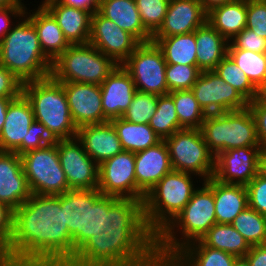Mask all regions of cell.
<instances>
[{"instance_id":"6da1fadb","label":"cell","mask_w":266,"mask_h":266,"mask_svg":"<svg viewBox=\"0 0 266 266\" xmlns=\"http://www.w3.org/2000/svg\"><path fill=\"white\" fill-rule=\"evenodd\" d=\"M157 236L148 228L143 201L100 196L99 230L66 266H159Z\"/></svg>"},{"instance_id":"7a4b0ae2","label":"cell","mask_w":266,"mask_h":266,"mask_svg":"<svg viewBox=\"0 0 266 266\" xmlns=\"http://www.w3.org/2000/svg\"><path fill=\"white\" fill-rule=\"evenodd\" d=\"M8 249L16 266H66L73 259L59 195L31 194L14 210Z\"/></svg>"},{"instance_id":"3957f363","label":"cell","mask_w":266,"mask_h":266,"mask_svg":"<svg viewBox=\"0 0 266 266\" xmlns=\"http://www.w3.org/2000/svg\"><path fill=\"white\" fill-rule=\"evenodd\" d=\"M215 223L213 177H211L202 181V187H198L178 216L157 236L160 264H166L186 245L201 240ZM177 232L178 235L181 233L182 236H179L181 238H178Z\"/></svg>"},{"instance_id":"277c9868","label":"cell","mask_w":266,"mask_h":266,"mask_svg":"<svg viewBox=\"0 0 266 266\" xmlns=\"http://www.w3.org/2000/svg\"><path fill=\"white\" fill-rule=\"evenodd\" d=\"M19 20L14 22L11 30L0 41V65L22 83L50 76L52 62L41 50L31 20L25 14Z\"/></svg>"},{"instance_id":"5b68a950","label":"cell","mask_w":266,"mask_h":266,"mask_svg":"<svg viewBox=\"0 0 266 266\" xmlns=\"http://www.w3.org/2000/svg\"><path fill=\"white\" fill-rule=\"evenodd\" d=\"M22 94L30 102L34 119L44 124L55 140L76 137V127L70 113L61 82L51 75L23 83Z\"/></svg>"},{"instance_id":"8992f818","label":"cell","mask_w":266,"mask_h":266,"mask_svg":"<svg viewBox=\"0 0 266 266\" xmlns=\"http://www.w3.org/2000/svg\"><path fill=\"white\" fill-rule=\"evenodd\" d=\"M192 173L172 170L147 193L143 200L148 228L158 236L183 210L198 189Z\"/></svg>"},{"instance_id":"52a82bcc","label":"cell","mask_w":266,"mask_h":266,"mask_svg":"<svg viewBox=\"0 0 266 266\" xmlns=\"http://www.w3.org/2000/svg\"><path fill=\"white\" fill-rule=\"evenodd\" d=\"M200 130L214 156L229 149L261 146L256 121L249 107L207 114Z\"/></svg>"},{"instance_id":"ba28073f","label":"cell","mask_w":266,"mask_h":266,"mask_svg":"<svg viewBox=\"0 0 266 266\" xmlns=\"http://www.w3.org/2000/svg\"><path fill=\"white\" fill-rule=\"evenodd\" d=\"M117 66L90 43L71 44L52 62L50 75L59 82L101 85Z\"/></svg>"},{"instance_id":"9c48e42d","label":"cell","mask_w":266,"mask_h":266,"mask_svg":"<svg viewBox=\"0 0 266 266\" xmlns=\"http://www.w3.org/2000/svg\"><path fill=\"white\" fill-rule=\"evenodd\" d=\"M164 141L173 170L195 174L203 181L213 177L215 156L200 129L183 128Z\"/></svg>"},{"instance_id":"30bf717a","label":"cell","mask_w":266,"mask_h":266,"mask_svg":"<svg viewBox=\"0 0 266 266\" xmlns=\"http://www.w3.org/2000/svg\"><path fill=\"white\" fill-rule=\"evenodd\" d=\"M20 156L31 194L59 195L69 190L56 142Z\"/></svg>"},{"instance_id":"8fae6325","label":"cell","mask_w":266,"mask_h":266,"mask_svg":"<svg viewBox=\"0 0 266 266\" xmlns=\"http://www.w3.org/2000/svg\"><path fill=\"white\" fill-rule=\"evenodd\" d=\"M121 65L138 91L158 96L169 94L165 77L167 63L156 43H141Z\"/></svg>"},{"instance_id":"7c38bea8","label":"cell","mask_w":266,"mask_h":266,"mask_svg":"<svg viewBox=\"0 0 266 266\" xmlns=\"http://www.w3.org/2000/svg\"><path fill=\"white\" fill-rule=\"evenodd\" d=\"M191 91L206 114L242 110L249 102L217 73L202 71Z\"/></svg>"},{"instance_id":"4fadbf2b","label":"cell","mask_w":266,"mask_h":266,"mask_svg":"<svg viewBox=\"0 0 266 266\" xmlns=\"http://www.w3.org/2000/svg\"><path fill=\"white\" fill-rule=\"evenodd\" d=\"M56 145L69 189H97L99 165L78 138L56 140Z\"/></svg>"},{"instance_id":"5bb4252c","label":"cell","mask_w":266,"mask_h":266,"mask_svg":"<svg viewBox=\"0 0 266 266\" xmlns=\"http://www.w3.org/2000/svg\"><path fill=\"white\" fill-rule=\"evenodd\" d=\"M97 189L102 195L137 200L135 153L123 150L99 164Z\"/></svg>"},{"instance_id":"9a60e30c","label":"cell","mask_w":266,"mask_h":266,"mask_svg":"<svg viewBox=\"0 0 266 266\" xmlns=\"http://www.w3.org/2000/svg\"><path fill=\"white\" fill-rule=\"evenodd\" d=\"M89 43L121 65L141 44L132 34L124 31L98 11L91 17Z\"/></svg>"},{"instance_id":"2e32d148","label":"cell","mask_w":266,"mask_h":266,"mask_svg":"<svg viewBox=\"0 0 266 266\" xmlns=\"http://www.w3.org/2000/svg\"><path fill=\"white\" fill-rule=\"evenodd\" d=\"M260 148L246 146L218 153L213 177L222 183L246 186L258 174Z\"/></svg>"},{"instance_id":"e0dca14e","label":"cell","mask_w":266,"mask_h":266,"mask_svg":"<svg viewBox=\"0 0 266 266\" xmlns=\"http://www.w3.org/2000/svg\"><path fill=\"white\" fill-rule=\"evenodd\" d=\"M71 117L77 128L108 122L102 108L101 87L96 84L61 82Z\"/></svg>"},{"instance_id":"ac0fdd59","label":"cell","mask_w":266,"mask_h":266,"mask_svg":"<svg viewBox=\"0 0 266 266\" xmlns=\"http://www.w3.org/2000/svg\"><path fill=\"white\" fill-rule=\"evenodd\" d=\"M172 170L168 147L164 140L155 146L136 152L137 200L143 201L160 179Z\"/></svg>"},{"instance_id":"d6986e66","label":"cell","mask_w":266,"mask_h":266,"mask_svg":"<svg viewBox=\"0 0 266 266\" xmlns=\"http://www.w3.org/2000/svg\"><path fill=\"white\" fill-rule=\"evenodd\" d=\"M31 195L21 156L0 151V203L18 209Z\"/></svg>"},{"instance_id":"ffe728a7","label":"cell","mask_w":266,"mask_h":266,"mask_svg":"<svg viewBox=\"0 0 266 266\" xmlns=\"http://www.w3.org/2000/svg\"><path fill=\"white\" fill-rule=\"evenodd\" d=\"M207 22V13L199 0H170L165 18L152 37L192 33Z\"/></svg>"},{"instance_id":"44dd1931","label":"cell","mask_w":266,"mask_h":266,"mask_svg":"<svg viewBox=\"0 0 266 266\" xmlns=\"http://www.w3.org/2000/svg\"><path fill=\"white\" fill-rule=\"evenodd\" d=\"M30 102L21 94L7 107V114L0 133V151L22 155V141H27L28 130L34 121Z\"/></svg>"},{"instance_id":"7402d4cb","label":"cell","mask_w":266,"mask_h":266,"mask_svg":"<svg viewBox=\"0 0 266 266\" xmlns=\"http://www.w3.org/2000/svg\"><path fill=\"white\" fill-rule=\"evenodd\" d=\"M100 87L103 113L108 121L124 114L137 91L132 77L122 65H118Z\"/></svg>"},{"instance_id":"603a6c76","label":"cell","mask_w":266,"mask_h":266,"mask_svg":"<svg viewBox=\"0 0 266 266\" xmlns=\"http://www.w3.org/2000/svg\"><path fill=\"white\" fill-rule=\"evenodd\" d=\"M76 137L86 153L98 165L123 151L120 139L110 121L81 126L77 130Z\"/></svg>"},{"instance_id":"cb8c5ba5","label":"cell","mask_w":266,"mask_h":266,"mask_svg":"<svg viewBox=\"0 0 266 266\" xmlns=\"http://www.w3.org/2000/svg\"><path fill=\"white\" fill-rule=\"evenodd\" d=\"M56 19L70 44L89 43L92 14L82 9L65 6L57 0L40 2Z\"/></svg>"},{"instance_id":"d4e9b609","label":"cell","mask_w":266,"mask_h":266,"mask_svg":"<svg viewBox=\"0 0 266 266\" xmlns=\"http://www.w3.org/2000/svg\"><path fill=\"white\" fill-rule=\"evenodd\" d=\"M37 10L25 8L24 14L31 20L44 55L54 62L71 44L65 38L54 16L41 4ZM32 12V13H31Z\"/></svg>"},{"instance_id":"484cf974","label":"cell","mask_w":266,"mask_h":266,"mask_svg":"<svg viewBox=\"0 0 266 266\" xmlns=\"http://www.w3.org/2000/svg\"><path fill=\"white\" fill-rule=\"evenodd\" d=\"M98 12L140 43L151 42L152 35L142 24L135 0H100Z\"/></svg>"},{"instance_id":"4316f807","label":"cell","mask_w":266,"mask_h":266,"mask_svg":"<svg viewBox=\"0 0 266 266\" xmlns=\"http://www.w3.org/2000/svg\"><path fill=\"white\" fill-rule=\"evenodd\" d=\"M216 223L231 224L248 207L245 185L222 183L213 177Z\"/></svg>"},{"instance_id":"83f0119b","label":"cell","mask_w":266,"mask_h":266,"mask_svg":"<svg viewBox=\"0 0 266 266\" xmlns=\"http://www.w3.org/2000/svg\"><path fill=\"white\" fill-rule=\"evenodd\" d=\"M61 209H64L65 224L71 234L74 255L85 244V218L87 189H69L59 194Z\"/></svg>"},{"instance_id":"f1b7e54d","label":"cell","mask_w":266,"mask_h":266,"mask_svg":"<svg viewBox=\"0 0 266 266\" xmlns=\"http://www.w3.org/2000/svg\"><path fill=\"white\" fill-rule=\"evenodd\" d=\"M197 67L212 71L227 55L229 42L208 22L195 30Z\"/></svg>"},{"instance_id":"f546056e","label":"cell","mask_w":266,"mask_h":266,"mask_svg":"<svg viewBox=\"0 0 266 266\" xmlns=\"http://www.w3.org/2000/svg\"><path fill=\"white\" fill-rule=\"evenodd\" d=\"M236 256L207 247L201 240L179 250L166 266H233Z\"/></svg>"},{"instance_id":"4dcf8cb0","label":"cell","mask_w":266,"mask_h":266,"mask_svg":"<svg viewBox=\"0 0 266 266\" xmlns=\"http://www.w3.org/2000/svg\"><path fill=\"white\" fill-rule=\"evenodd\" d=\"M247 0H235L207 13V22L228 42L246 28Z\"/></svg>"},{"instance_id":"1f68e13d","label":"cell","mask_w":266,"mask_h":266,"mask_svg":"<svg viewBox=\"0 0 266 266\" xmlns=\"http://www.w3.org/2000/svg\"><path fill=\"white\" fill-rule=\"evenodd\" d=\"M110 122L114 126L124 151L136 153L162 141L149 124L131 123L121 117Z\"/></svg>"},{"instance_id":"d6a6232c","label":"cell","mask_w":266,"mask_h":266,"mask_svg":"<svg viewBox=\"0 0 266 266\" xmlns=\"http://www.w3.org/2000/svg\"><path fill=\"white\" fill-rule=\"evenodd\" d=\"M167 64L197 65L195 31L169 37H152Z\"/></svg>"},{"instance_id":"836d02e7","label":"cell","mask_w":266,"mask_h":266,"mask_svg":"<svg viewBox=\"0 0 266 266\" xmlns=\"http://www.w3.org/2000/svg\"><path fill=\"white\" fill-rule=\"evenodd\" d=\"M201 241L210 248L230 253L236 257H245L250 245L231 224L215 223Z\"/></svg>"},{"instance_id":"e575fe53","label":"cell","mask_w":266,"mask_h":266,"mask_svg":"<svg viewBox=\"0 0 266 266\" xmlns=\"http://www.w3.org/2000/svg\"><path fill=\"white\" fill-rule=\"evenodd\" d=\"M169 94L173 97L180 127L200 129L207 114L199 106L194 93L191 90H181Z\"/></svg>"},{"instance_id":"d590c367","label":"cell","mask_w":266,"mask_h":266,"mask_svg":"<svg viewBox=\"0 0 266 266\" xmlns=\"http://www.w3.org/2000/svg\"><path fill=\"white\" fill-rule=\"evenodd\" d=\"M149 126L161 140H165L176 131L182 129L175 110L173 97L170 94L160 95L158 97L156 112L152 116Z\"/></svg>"},{"instance_id":"8d00e7d4","label":"cell","mask_w":266,"mask_h":266,"mask_svg":"<svg viewBox=\"0 0 266 266\" xmlns=\"http://www.w3.org/2000/svg\"><path fill=\"white\" fill-rule=\"evenodd\" d=\"M231 225L250 246L266 244V216L247 207L238 214Z\"/></svg>"},{"instance_id":"74e56055","label":"cell","mask_w":266,"mask_h":266,"mask_svg":"<svg viewBox=\"0 0 266 266\" xmlns=\"http://www.w3.org/2000/svg\"><path fill=\"white\" fill-rule=\"evenodd\" d=\"M227 55L241 68L257 89L266 82V53L228 49Z\"/></svg>"},{"instance_id":"f35d334b","label":"cell","mask_w":266,"mask_h":266,"mask_svg":"<svg viewBox=\"0 0 266 266\" xmlns=\"http://www.w3.org/2000/svg\"><path fill=\"white\" fill-rule=\"evenodd\" d=\"M213 71L226 83L237 89L248 102L256 99L257 88L228 55L222 59Z\"/></svg>"},{"instance_id":"ab89813d","label":"cell","mask_w":266,"mask_h":266,"mask_svg":"<svg viewBox=\"0 0 266 266\" xmlns=\"http://www.w3.org/2000/svg\"><path fill=\"white\" fill-rule=\"evenodd\" d=\"M158 95L136 91L132 102L121 118L136 124H149L156 112Z\"/></svg>"},{"instance_id":"60d3db41","label":"cell","mask_w":266,"mask_h":266,"mask_svg":"<svg viewBox=\"0 0 266 266\" xmlns=\"http://www.w3.org/2000/svg\"><path fill=\"white\" fill-rule=\"evenodd\" d=\"M201 72L197 65L167 64L165 77L168 91L191 90Z\"/></svg>"},{"instance_id":"b9f144b4","label":"cell","mask_w":266,"mask_h":266,"mask_svg":"<svg viewBox=\"0 0 266 266\" xmlns=\"http://www.w3.org/2000/svg\"><path fill=\"white\" fill-rule=\"evenodd\" d=\"M170 0H135L144 28L153 35L165 18Z\"/></svg>"},{"instance_id":"7bdbcfd3","label":"cell","mask_w":266,"mask_h":266,"mask_svg":"<svg viewBox=\"0 0 266 266\" xmlns=\"http://www.w3.org/2000/svg\"><path fill=\"white\" fill-rule=\"evenodd\" d=\"M101 195L98 189H87L85 243L99 230Z\"/></svg>"},{"instance_id":"ee69618b","label":"cell","mask_w":266,"mask_h":266,"mask_svg":"<svg viewBox=\"0 0 266 266\" xmlns=\"http://www.w3.org/2000/svg\"><path fill=\"white\" fill-rule=\"evenodd\" d=\"M246 28L266 39V0H247Z\"/></svg>"},{"instance_id":"f6af8a7d","label":"cell","mask_w":266,"mask_h":266,"mask_svg":"<svg viewBox=\"0 0 266 266\" xmlns=\"http://www.w3.org/2000/svg\"><path fill=\"white\" fill-rule=\"evenodd\" d=\"M248 207L266 216V178L257 174L247 185Z\"/></svg>"},{"instance_id":"bcb514c9","label":"cell","mask_w":266,"mask_h":266,"mask_svg":"<svg viewBox=\"0 0 266 266\" xmlns=\"http://www.w3.org/2000/svg\"><path fill=\"white\" fill-rule=\"evenodd\" d=\"M228 49L250 50L266 53V39L248 28H244L228 44Z\"/></svg>"},{"instance_id":"7dc6e473","label":"cell","mask_w":266,"mask_h":266,"mask_svg":"<svg viewBox=\"0 0 266 266\" xmlns=\"http://www.w3.org/2000/svg\"><path fill=\"white\" fill-rule=\"evenodd\" d=\"M54 142L56 140L50 135L47 127L34 120L28 130L27 141H22V154Z\"/></svg>"},{"instance_id":"c3c4849f","label":"cell","mask_w":266,"mask_h":266,"mask_svg":"<svg viewBox=\"0 0 266 266\" xmlns=\"http://www.w3.org/2000/svg\"><path fill=\"white\" fill-rule=\"evenodd\" d=\"M22 87L21 80L0 65V98H17L22 94Z\"/></svg>"},{"instance_id":"681fc988","label":"cell","mask_w":266,"mask_h":266,"mask_svg":"<svg viewBox=\"0 0 266 266\" xmlns=\"http://www.w3.org/2000/svg\"><path fill=\"white\" fill-rule=\"evenodd\" d=\"M25 8V5H13L7 8H0V41L11 30L12 25H14L12 20L15 18L16 20L20 19L24 14Z\"/></svg>"},{"instance_id":"f907efd6","label":"cell","mask_w":266,"mask_h":266,"mask_svg":"<svg viewBox=\"0 0 266 266\" xmlns=\"http://www.w3.org/2000/svg\"><path fill=\"white\" fill-rule=\"evenodd\" d=\"M257 128V135L261 146H266V105H261L256 99L249 102Z\"/></svg>"},{"instance_id":"816d5d0a","label":"cell","mask_w":266,"mask_h":266,"mask_svg":"<svg viewBox=\"0 0 266 266\" xmlns=\"http://www.w3.org/2000/svg\"><path fill=\"white\" fill-rule=\"evenodd\" d=\"M14 210L0 203V237L9 244L13 232Z\"/></svg>"},{"instance_id":"f5cc1de1","label":"cell","mask_w":266,"mask_h":266,"mask_svg":"<svg viewBox=\"0 0 266 266\" xmlns=\"http://www.w3.org/2000/svg\"><path fill=\"white\" fill-rule=\"evenodd\" d=\"M245 257L250 266H266V244L251 246Z\"/></svg>"},{"instance_id":"db71d44e","label":"cell","mask_w":266,"mask_h":266,"mask_svg":"<svg viewBox=\"0 0 266 266\" xmlns=\"http://www.w3.org/2000/svg\"><path fill=\"white\" fill-rule=\"evenodd\" d=\"M59 3L73 7L77 9H82L84 11L90 12L92 15L99 10L100 0H57Z\"/></svg>"},{"instance_id":"11a10c76","label":"cell","mask_w":266,"mask_h":266,"mask_svg":"<svg viewBox=\"0 0 266 266\" xmlns=\"http://www.w3.org/2000/svg\"><path fill=\"white\" fill-rule=\"evenodd\" d=\"M0 266H16L8 249V244L0 237Z\"/></svg>"},{"instance_id":"9f6ffc18","label":"cell","mask_w":266,"mask_h":266,"mask_svg":"<svg viewBox=\"0 0 266 266\" xmlns=\"http://www.w3.org/2000/svg\"><path fill=\"white\" fill-rule=\"evenodd\" d=\"M199 1L202 4V7L205 10V12L208 13L209 11L218 6H222L226 3H230L235 0H199Z\"/></svg>"},{"instance_id":"6f0895ef","label":"cell","mask_w":266,"mask_h":266,"mask_svg":"<svg viewBox=\"0 0 266 266\" xmlns=\"http://www.w3.org/2000/svg\"><path fill=\"white\" fill-rule=\"evenodd\" d=\"M258 174L266 178V146H261L259 151Z\"/></svg>"},{"instance_id":"680465c9","label":"cell","mask_w":266,"mask_h":266,"mask_svg":"<svg viewBox=\"0 0 266 266\" xmlns=\"http://www.w3.org/2000/svg\"><path fill=\"white\" fill-rule=\"evenodd\" d=\"M13 99L16 98H0V133L5 122L7 107Z\"/></svg>"},{"instance_id":"91938a15","label":"cell","mask_w":266,"mask_h":266,"mask_svg":"<svg viewBox=\"0 0 266 266\" xmlns=\"http://www.w3.org/2000/svg\"><path fill=\"white\" fill-rule=\"evenodd\" d=\"M256 100L261 105H266V82L257 89Z\"/></svg>"},{"instance_id":"94428289","label":"cell","mask_w":266,"mask_h":266,"mask_svg":"<svg viewBox=\"0 0 266 266\" xmlns=\"http://www.w3.org/2000/svg\"><path fill=\"white\" fill-rule=\"evenodd\" d=\"M13 5H24L22 0H0V8H7Z\"/></svg>"},{"instance_id":"6125c7cd","label":"cell","mask_w":266,"mask_h":266,"mask_svg":"<svg viewBox=\"0 0 266 266\" xmlns=\"http://www.w3.org/2000/svg\"><path fill=\"white\" fill-rule=\"evenodd\" d=\"M233 266H250L246 257H236Z\"/></svg>"}]
</instances>
